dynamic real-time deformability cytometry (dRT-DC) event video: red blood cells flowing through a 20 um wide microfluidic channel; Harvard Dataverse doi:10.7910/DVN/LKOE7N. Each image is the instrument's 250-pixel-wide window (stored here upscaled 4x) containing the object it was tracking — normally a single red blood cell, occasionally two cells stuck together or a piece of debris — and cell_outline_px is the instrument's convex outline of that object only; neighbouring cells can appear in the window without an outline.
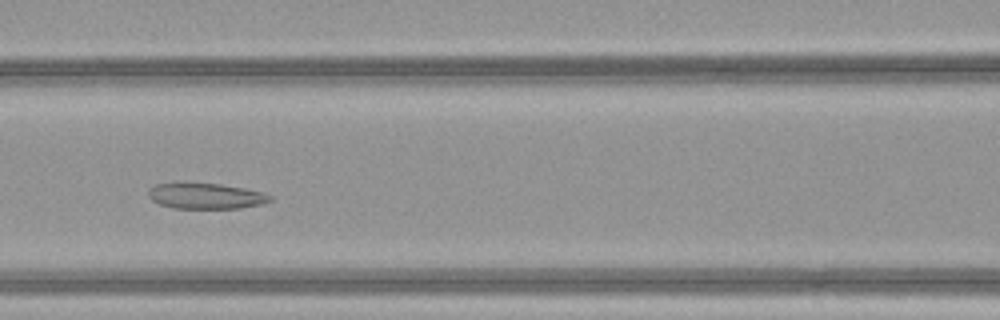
{"species": "common noctule bat (a hibernating species)", "species_latin": "Nyctalus noctula", "temperature_condition": "warm", "stored_images_in_passage": 40, "camera_frame_rate_fps": 3000, "um_per_image_px": 0.085, "animal": {"sex": "female", "body_mass_g": 21.9}, "frame": {"image": 1, "passage_image": 13, "time_ms": 4.0, "image_size_px": [1000, 320], "cell_outline_px": [[272, 200], [264, 204], [240, 208], [172, 208], [160, 204], [152, 200], [148, 196], [148, 192], [156, 184], [176, 180], [180, 180], [220, 184], [244, 188], [264, 192], [272, 196]], "centroid_in_image_um": [17.47, 16.62], "position_along_channel_um": 149.1, "area_um2": 18.96}}
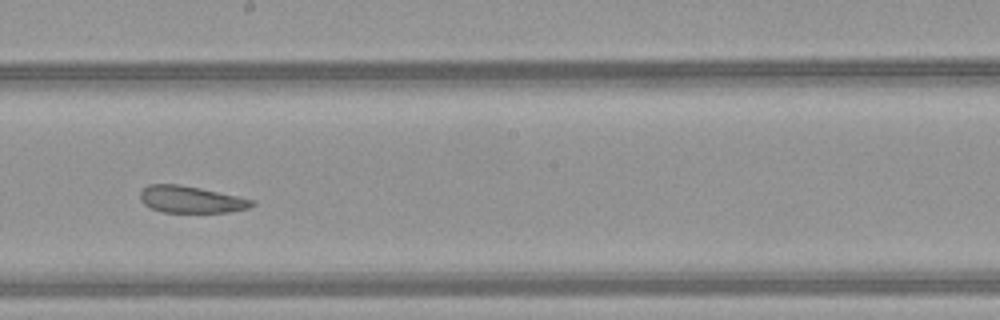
{"frame": {"image": 2, "passage_image": 19, "time_ms": 6.0, "image_size_px": [1000, 320], "cell_outline_px": [[256, 204], [248, 208], [228, 212], [160, 212], [144, 204], [140, 200], [140, 192], [148, 184], [180, 184], [200, 188], [256, 200]], "centroid_in_image_um": [16.24, 16.95], "position_along_channel_um": 232.0, "area_um2": 17.51}}
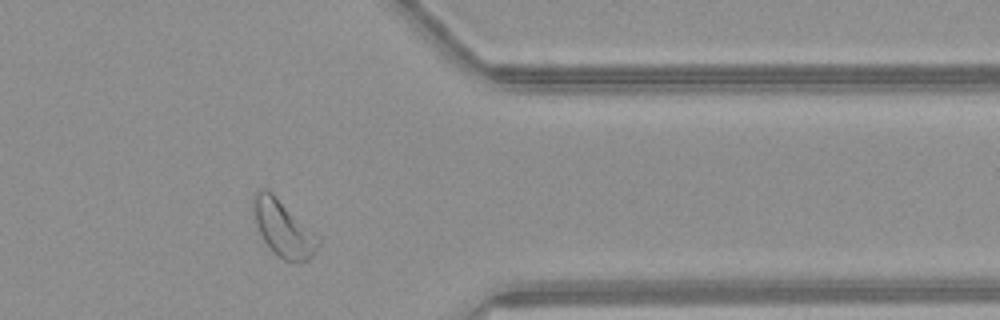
{"frame": {"image": 3, "passage_image": 31, "time_ms": 10.0, "image_size_px": [1000, 320], "cell_outline_px": [[320, 244], [312, 256], [308, 260], [300, 264], [284, 260], [264, 240], [256, 224], [252, 208], [252, 196], [260, 188], [268, 188], [320, 236]], "centroid_in_image_um": [24.1, 19.38], "position_along_channel_um": 387.3, "area_um2": 21.5}, "authors_computed_cell_mechanics": {"area_um2": 20.9236, "velocity_mm_per_s": 4.1459, "shape_relaxation_time_tau1_ms": null, "shape_relaxation_time_tau2_ms": 2.8311, "deformation_change_tau1": null, "deformation_change_tau2": 0.117}}